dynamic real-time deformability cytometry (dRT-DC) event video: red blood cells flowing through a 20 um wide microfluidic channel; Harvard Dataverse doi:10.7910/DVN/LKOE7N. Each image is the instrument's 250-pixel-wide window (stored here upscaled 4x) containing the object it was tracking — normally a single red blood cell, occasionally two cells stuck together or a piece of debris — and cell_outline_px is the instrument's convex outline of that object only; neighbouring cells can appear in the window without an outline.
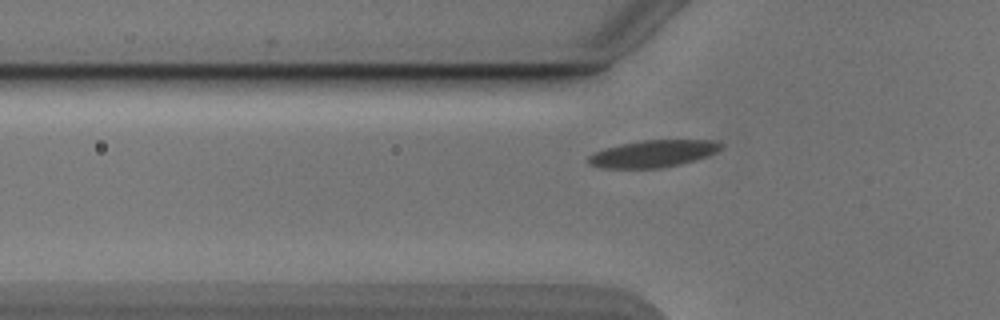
{"species": "Egyptian fruit bat (a non-hibernating species)", "species_latin": "Rousettus aegyptiacus", "temperature_condition": "cold", "stored_images_in_passage": 41, "camera_frame_rate_fps": 3000, "um_per_image_px": 0.085, "animal": {"sex": "male"}, "frame": {"image": 1, "passage_image": 5, "time_ms": 1.333, "image_size_px": [1000, 320], "cell_outline_px": [[724, 148], [708, 156], [696, 160], [664, 168], [600, 168], [588, 164], [588, 156], [592, 152], [604, 148], [620, 144], [640, 140], [712, 140], [724, 144]], "centroid_in_image_um": [55.51, 13.06], "position_along_channel_um": 70.3, "area_um2": 21.27}}
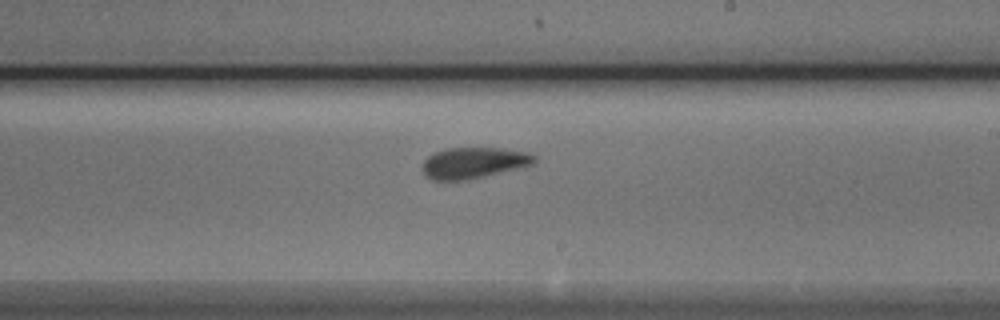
{"frame": {"image": 2, "passage_image": 19, "time_ms": 6.0, "image_size_px": [1000, 320], "cell_outline_px": [[536, 164], [524, 168], [468, 180], [432, 180], [424, 176], [420, 168], [424, 160], [428, 156], [436, 152], [448, 148], [500, 148], [528, 152], [536, 156]], "centroid_in_image_um": [40.29, 13.86], "position_along_channel_um": 248.7, "area_um2": 20.81}}
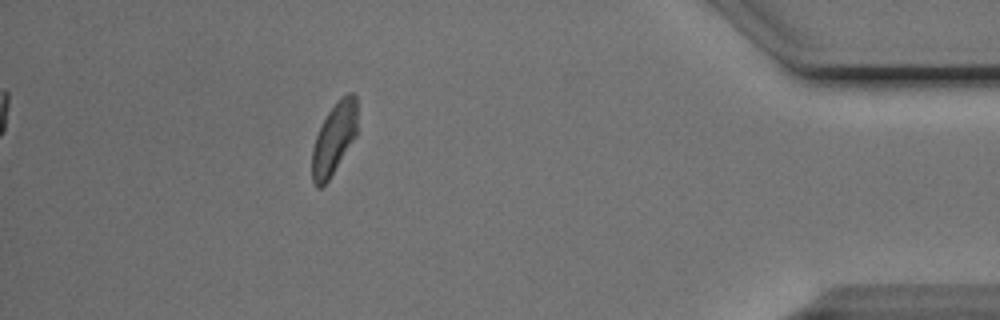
{"frame": {"image": 3, "passage_image": 35, "time_ms": 11.333, "image_size_px": [1000, 320], "cell_outline_px": [[356, 136], [328, 180], [320, 188], [316, 188], [312, 180], [312, 148], [316, 136], [328, 112], [348, 92], [352, 92], [356, 96]], "centroid_in_image_um": [28.38, 11.82], "position_along_channel_um": 406.8, "area_um2": 18.38}}